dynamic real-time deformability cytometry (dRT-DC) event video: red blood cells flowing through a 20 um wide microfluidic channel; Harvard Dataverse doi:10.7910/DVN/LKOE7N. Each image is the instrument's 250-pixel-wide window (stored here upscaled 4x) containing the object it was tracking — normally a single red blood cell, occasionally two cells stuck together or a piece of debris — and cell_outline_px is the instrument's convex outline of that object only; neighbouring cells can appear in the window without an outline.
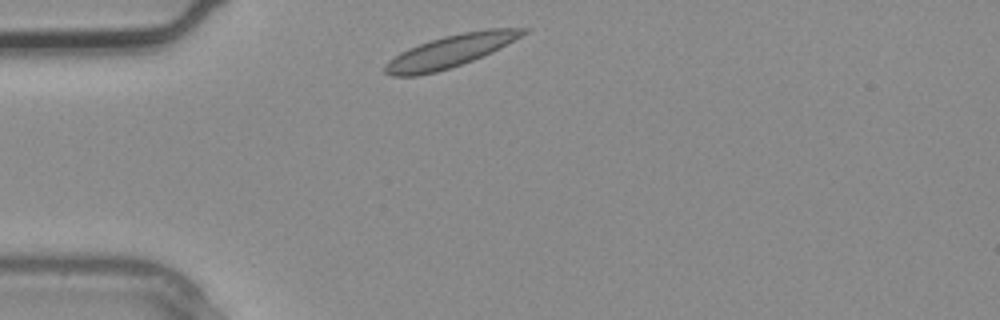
{"species": "common noctule bat (a hibernating species)", "species_latin": "Nyctalus noctula", "temperature_condition": "warm", "stored_images_in_passage": 1, "camera_frame_rate_fps": 3000, "um_per_image_px": 0.085, "animal": {"sex": "male", "body_mass_g": 20.4}, "frame": {"image": 1, "passage_image": 1, "time_ms": 0.0, "image_size_px": [1000, 320], "cell_outline_px": [[528, 32], [500, 48], [492, 52], [472, 60], [436, 72], [416, 76], [392, 76], [384, 72], [384, 64], [388, 60], [400, 52], [408, 48], [444, 36], [464, 32], [488, 28], [528, 28]], "centroid_in_image_um": [38.25, 4.35], "position_along_channel_um": 46.7, "area_um2": 25.72}}